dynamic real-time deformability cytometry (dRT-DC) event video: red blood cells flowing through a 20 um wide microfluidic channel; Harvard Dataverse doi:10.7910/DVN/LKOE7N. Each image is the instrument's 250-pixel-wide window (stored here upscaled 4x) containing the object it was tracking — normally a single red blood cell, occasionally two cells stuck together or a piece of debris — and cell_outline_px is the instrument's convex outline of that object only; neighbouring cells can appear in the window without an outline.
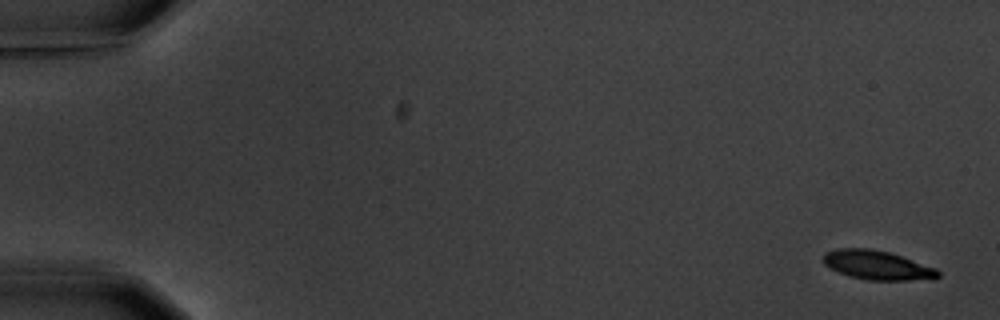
{"species": "common noctule bat (a hibernating species)", "species_latin": "Nyctalus noctula", "temperature_condition": "warm", "stored_images_in_passage": 5, "camera_frame_rate_fps": 3000, "um_per_image_px": 0.085, "animal": {"sex": "male", "body_mass_g": 20.1, "forearm_length_mm": 53.5}, "frame": {"image": 1, "passage_image": 1, "time_ms": 0.0, "image_size_px": [1000, 320], "cell_outline_px": [[940, 276], [936, 280], [868, 280], [848, 276], [824, 264], [824, 252], [836, 248], [868, 248], [888, 252], [936, 268], [940, 272]], "centroid_in_image_um": [74.6, 22.55], "position_along_channel_um": 10.4, "area_um2": 19.48}}
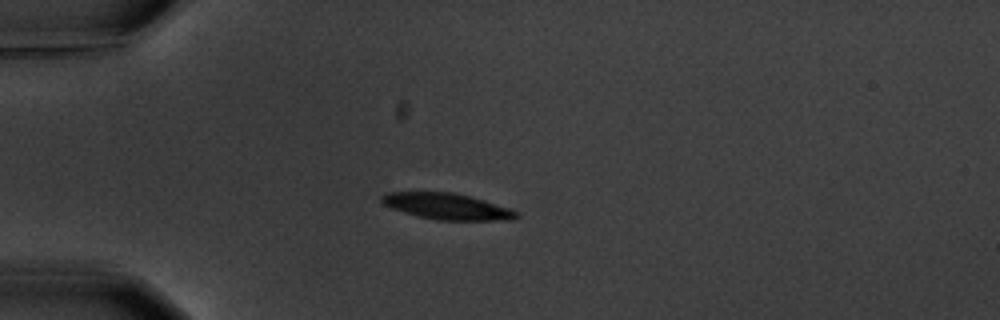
{"frame": {"image": 2, "passage_image": 5, "time_ms": 4.667, "image_size_px": [1000, 320], "cell_outline_px": [[520, 216], [512, 220], [440, 220], [420, 216], [404, 212], [392, 208], [384, 204], [380, 200], [380, 196], [388, 192], [452, 192], [484, 200], [520, 212]], "centroid_in_image_um": [38.02, 17.54], "position_along_channel_um": 47.0, "area_um2": 20.35}}